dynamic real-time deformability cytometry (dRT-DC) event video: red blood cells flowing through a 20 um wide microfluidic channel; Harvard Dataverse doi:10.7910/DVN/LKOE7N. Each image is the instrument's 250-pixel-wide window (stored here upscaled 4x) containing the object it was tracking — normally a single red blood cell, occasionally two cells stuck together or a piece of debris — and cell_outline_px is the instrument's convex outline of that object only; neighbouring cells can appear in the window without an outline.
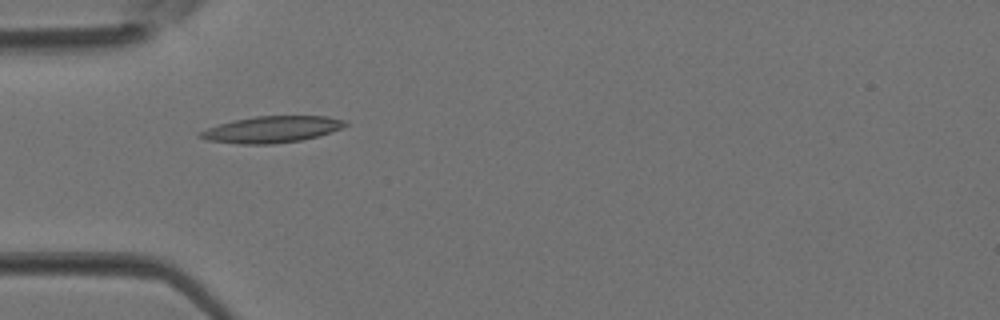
{"species": "Egyptian fruit bat (a non-hibernating species)", "species_latin": "Rousettus aegyptiacus", "temperature_condition": "room temperature", "stored_images_in_passage": 4, "camera_frame_rate_fps": 3000, "um_per_image_px": 0.085, "animal": {"sex": "female"}, "frame": {"image": 1, "passage_image": 4, "time_ms": 1.0, "image_size_px": [1000, 320], "cell_outline_px": [[348, 124], [340, 128], [320, 136], [300, 140], [272, 144], [236, 144], [208, 140], [196, 136], [196, 132], [220, 124], [236, 120], [256, 116], [328, 116], [348, 120]], "centroid_in_image_um": [23.1, 11.0], "position_along_channel_um": 61.9, "area_um2": 22.43}}